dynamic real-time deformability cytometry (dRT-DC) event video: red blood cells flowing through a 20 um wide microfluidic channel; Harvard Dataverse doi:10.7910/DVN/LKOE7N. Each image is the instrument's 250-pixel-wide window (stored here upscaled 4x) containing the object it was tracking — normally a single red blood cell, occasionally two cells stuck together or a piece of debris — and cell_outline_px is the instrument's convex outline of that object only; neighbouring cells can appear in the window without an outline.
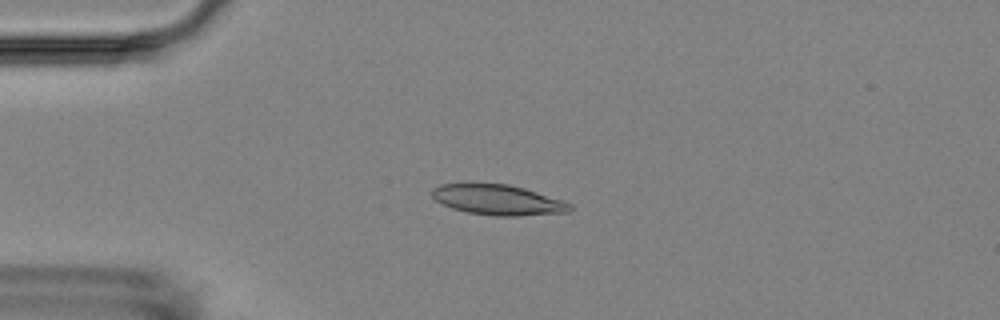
{"species": "Egyptian fruit bat (a non-hibernating species)", "species_latin": "Rousettus aegyptiacus", "temperature_condition": "room temperature", "stored_images_in_passage": 6, "camera_frame_rate_fps": 3000, "um_per_image_px": 0.085, "animal": {"sex": "female"}, "frame": {"image": 1, "passage_image": 3, "time_ms": 2.333, "image_size_px": [1000, 320], "cell_outline_px": [[572, 208], [568, 212], [516, 216], [496, 216], [468, 212], [452, 208], [440, 204], [432, 196], [432, 188], [440, 184], [508, 184], [524, 188], [564, 200], [572, 204]], "centroid_in_image_um": [42.33, 16.99], "position_along_channel_um": 42.7, "area_um2": 24.28}}